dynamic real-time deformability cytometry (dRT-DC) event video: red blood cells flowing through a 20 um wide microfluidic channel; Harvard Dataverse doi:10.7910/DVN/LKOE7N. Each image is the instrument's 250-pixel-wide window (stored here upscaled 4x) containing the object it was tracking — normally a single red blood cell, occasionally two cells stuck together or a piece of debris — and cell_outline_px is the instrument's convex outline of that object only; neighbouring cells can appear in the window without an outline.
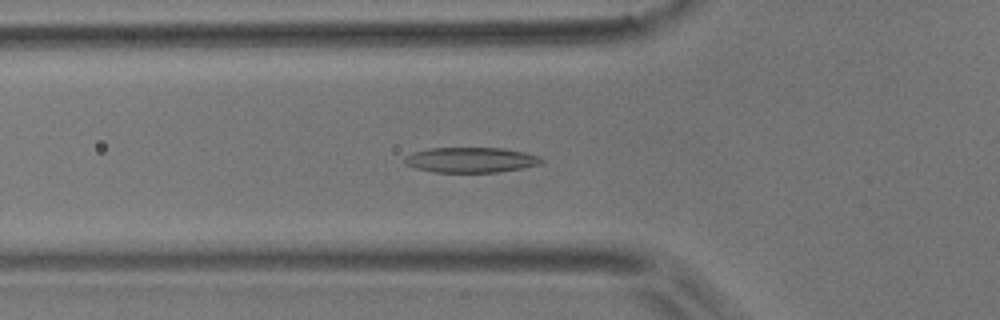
{"species": "common noctule bat (a hibernating species)", "species_latin": "Nyctalus noctula", "temperature_condition": "room temperature", "stored_images_in_passage": 53, "camera_frame_rate_fps": 3000, "um_per_image_px": 0.085, "animal": {"sex": "male", "body_mass_g": 17.9}, "frame": {"image": 1, "passage_image": 17, "time_ms": 5.333, "image_size_px": [1000, 320], "cell_outline_px": [[544, 160], [540, 164], [524, 168], [500, 172], [432, 172], [416, 168], [404, 164], [404, 156], [412, 152], [428, 148], [504, 148], [524, 152], [540, 156]], "centroid_in_image_um": [40.01, 13.59], "position_along_channel_um": 85.8, "area_um2": 20.35}}
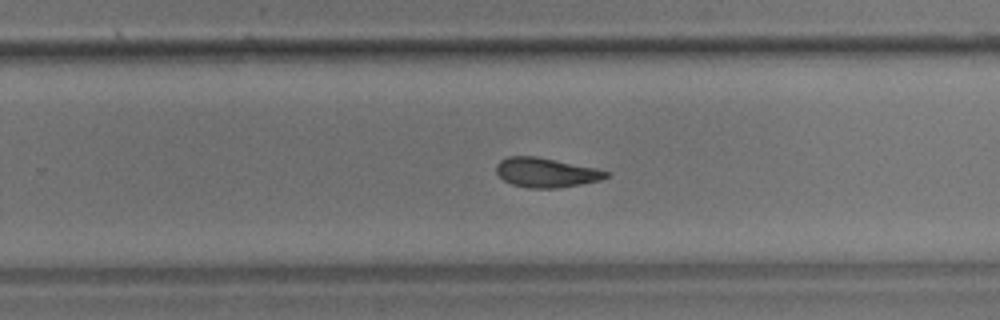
{"frame": {"image": 2, "passage_image": 33, "time_ms": 10.667, "image_size_px": [1000, 320], "cell_outline_px": [[608, 176], [600, 180], [580, 184], [556, 188], [528, 188], [512, 184], [504, 180], [496, 172], [496, 164], [500, 160], [508, 156], [536, 156], [596, 168], [608, 172]], "centroid_in_image_um": [46.38, 14.66], "position_along_channel_um": 283.4, "area_um2": 18.73}}
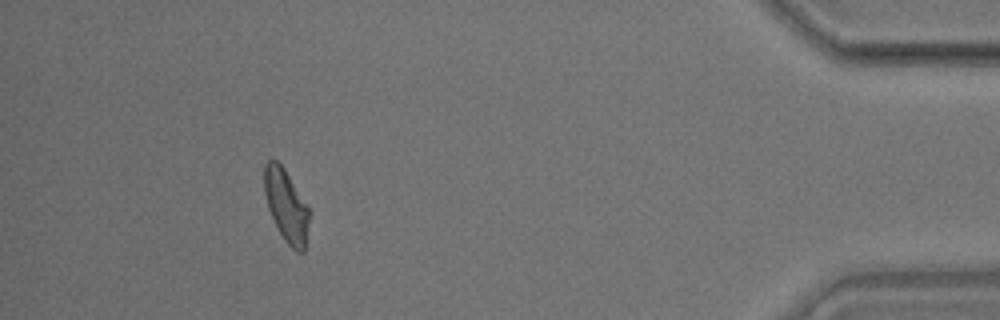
{"frame": {"image": 3, "passage_image": 48, "time_ms": 15.667, "image_size_px": [1000, 320], "cell_outline_px": [[312, 212], [304, 252], [296, 252], [284, 240], [268, 208], [264, 192], [264, 164], [268, 160], [276, 160], [284, 168]], "centroid_in_image_um": [24.36, 17.49], "position_along_channel_um": 410.8, "area_um2": 19.13}, "authors_computed_cell_mechanics": {"area_um2": 19.5364, "velocity_mm_per_s": 3.6965, "shape_relaxation_time_tau1_ms": 4.7255, "shape_relaxation_time_tau2_ms": 3.8526, "deformation_change_tau1": 0.1454, "deformation_change_tau2": 0.1227}}